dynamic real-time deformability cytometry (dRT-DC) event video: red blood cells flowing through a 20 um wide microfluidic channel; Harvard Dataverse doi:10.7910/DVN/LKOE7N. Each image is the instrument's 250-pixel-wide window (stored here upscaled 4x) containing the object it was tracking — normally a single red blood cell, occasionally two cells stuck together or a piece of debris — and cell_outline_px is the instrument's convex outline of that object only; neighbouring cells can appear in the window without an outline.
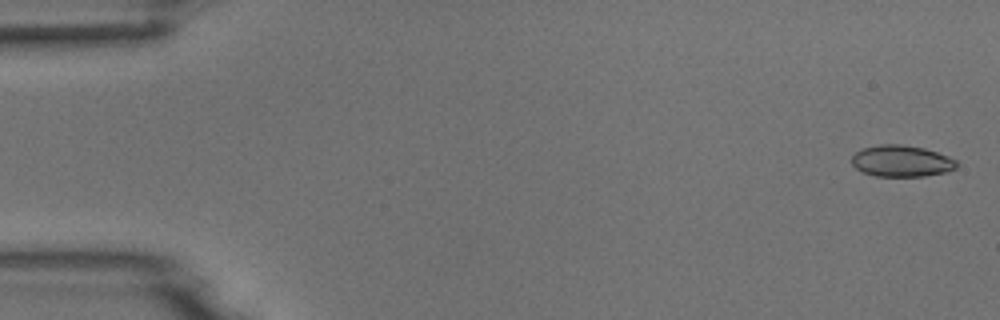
{"species": "common noctule bat (a hibernating species)", "species_latin": "Nyctalus noctula", "temperature_condition": "room temperature", "stored_images_in_passage": 5, "camera_frame_rate_fps": 3000, "um_per_image_px": 0.085, "animal": {"sex": "male", "body_mass_g": 18.8}, "frame": {"image": 1, "passage_image": 1, "time_ms": 0.0, "image_size_px": [1000, 320], "cell_outline_px": [[960, 164], [956, 168], [948, 172], [924, 176], [876, 176], [864, 172], [856, 168], [852, 164], [852, 156], [856, 152], [864, 148], [880, 144], [900, 144], [924, 148], [948, 156], [956, 160]], "centroid_in_image_um": [76.67, 13.69], "position_along_channel_um": 8.3, "area_um2": 19.25}}
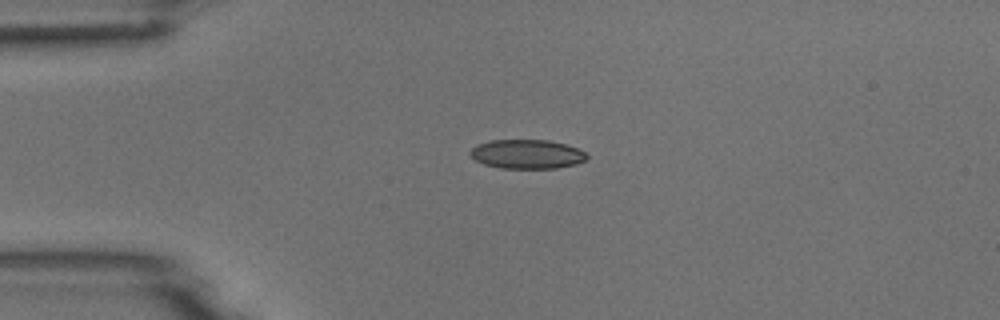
{"frame": {"image": 2, "passage_image": 4, "time_ms": 1.0, "image_size_px": [1000, 320], "cell_outline_px": [[588, 156], [584, 160], [576, 164], [556, 168], [500, 168], [484, 164], [476, 160], [468, 152], [476, 144], [492, 140], [548, 140], [564, 144], [576, 148], [584, 152]], "centroid_in_image_um": [44.76, 13.1], "position_along_channel_um": 40.2, "area_um2": 19.65}}